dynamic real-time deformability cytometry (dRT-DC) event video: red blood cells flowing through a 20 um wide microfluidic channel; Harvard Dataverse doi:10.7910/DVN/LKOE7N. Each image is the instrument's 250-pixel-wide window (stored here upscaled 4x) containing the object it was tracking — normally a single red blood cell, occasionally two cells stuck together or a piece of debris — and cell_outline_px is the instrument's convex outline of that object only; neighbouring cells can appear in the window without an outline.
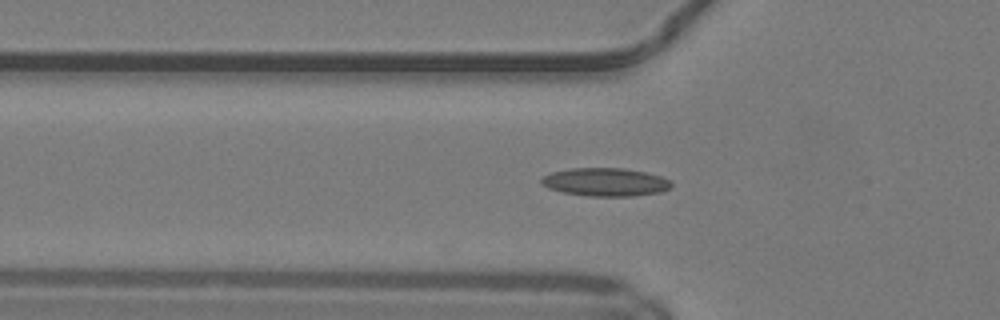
{"species": "common noctule bat (a hibernating species)", "species_latin": "Nyctalus noctula", "temperature_condition": "warm", "stored_images_in_passage": 32, "camera_frame_rate_fps": 3000, "um_per_image_px": 0.085, "animal": {"sex": "male", "body_mass_g": 19.2, "forearm_length_mm": 51.8}, "frame": {"image": 1, "passage_image": 2, "time_ms": 0.333, "image_size_px": [1000, 320], "cell_outline_px": [[672, 188], [660, 192], [632, 196], [588, 196], [564, 192], [548, 188], [540, 184], [540, 180], [544, 176], [552, 172], [572, 168], [624, 168], [644, 172], [660, 176], [672, 180]], "centroid_in_image_um": [51.48, 15.47], "position_along_channel_um": 74.3, "area_um2": 21.39}}
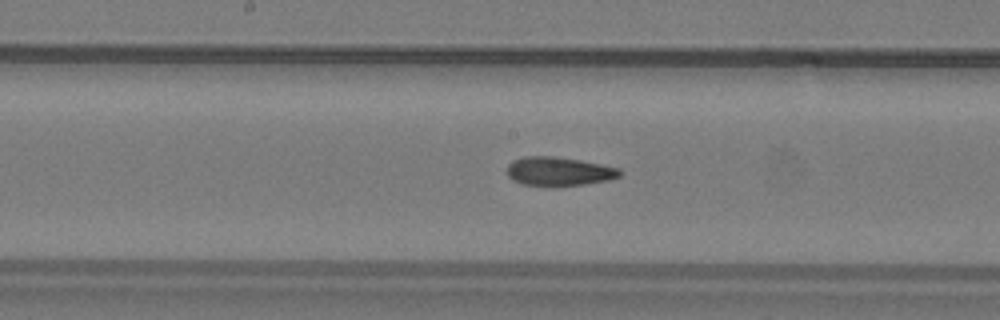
{"frame": {"image": 2, "passage_image": 11, "time_ms": 3.333, "image_size_px": [1000, 320], "cell_outline_px": [[624, 172], [620, 176], [608, 180], [584, 184], [556, 188], [552, 188], [524, 184], [512, 180], [508, 176], [508, 164], [512, 160], [524, 156], [556, 156], [580, 160], [620, 168]], "centroid_in_image_um": [47.5, 14.59], "position_along_channel_um": 200.7, "area_um2": 19.48}}
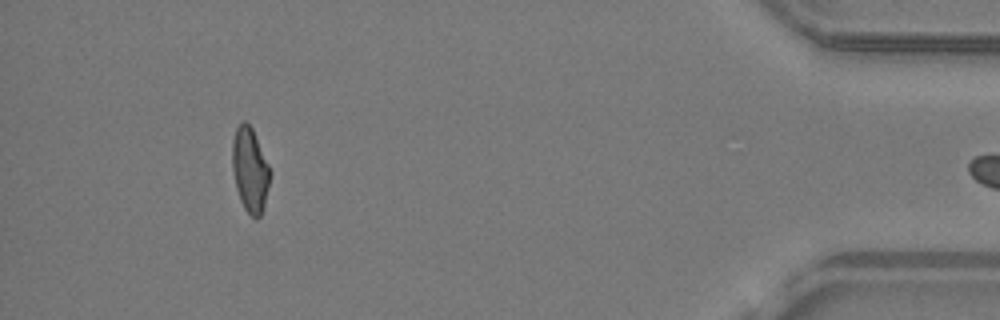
{"frame": {"image": 3, "passage_image": 31, "time_ms": 10.0, "image_size_px": [1000, 320], "cell_outline_px": [[272, 172], [264, 208], [260, 216], [256, 220], [244, 208], [240, 200], [236, 188], [232, 168], [232, 140], [236, 128], [244, 120], [252, 128]], "centroid_in_image_um": [21.26, 14.46], "position_along_channel_um": 413.9, "area_um2": 18.73}}